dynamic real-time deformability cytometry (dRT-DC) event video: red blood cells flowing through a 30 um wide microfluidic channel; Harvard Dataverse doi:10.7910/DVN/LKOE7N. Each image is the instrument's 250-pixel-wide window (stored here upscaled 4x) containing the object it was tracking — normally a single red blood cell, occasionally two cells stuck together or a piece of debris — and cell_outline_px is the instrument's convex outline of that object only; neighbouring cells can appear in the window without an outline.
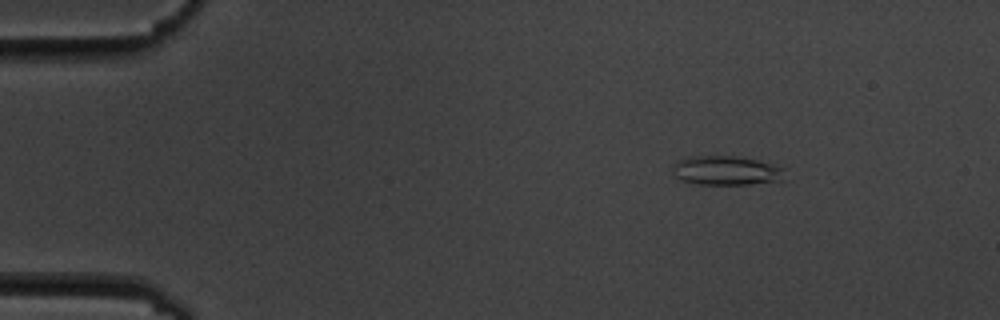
{"species": "common noctule bat (a hibernating species)", "species_latin": "Nyctalus noctula", "temperature_condition": "cold", "stored_images_in_passage": 8, "camera_frame_rate_fps": 3000, "um_per_image_px": 0.085, "animal": {"sex": "male", "body_mass_g": 19.5, "forearm_length_mm": 54.6}, "frame": {"image": 1, "passage_image": 3, "time_ms": 2.0, "image_size_px": [1000, 320], "cell_outline_px": [[784, 180], [748, 184], [700, 184], [680, 180], [672, 172], [672, 164], [688, 156], [736, 156], [756, 160], [772, 164], [784, 168]], "centroid_in_image_um": [61.71, 14.49], "position_along_channel_um": 23.3, "area_um2": 19.07}}
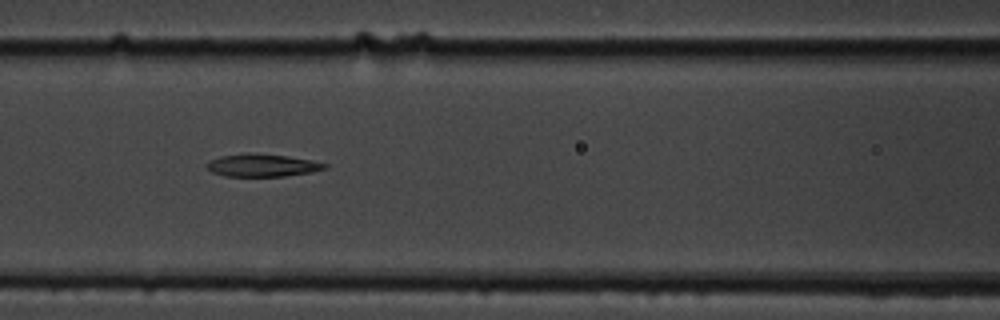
{"frame": {"image": 2, "passage_image": 7, "time_ms": 7.667, "image_size_px": [1000, 320], "cell_outline_px": [[328, 168], [308, 172], [284, 176], [224, 176], [212, 172], [208, 168], [208, 160], [220, 156], [244, 152], [252, 152], [288, 156], [312, 160], [328, 164]], "centroid_in_image_um": [22.27, 14.03], "position_along_channel_um": 144.3, "area_um2": 15.66}}
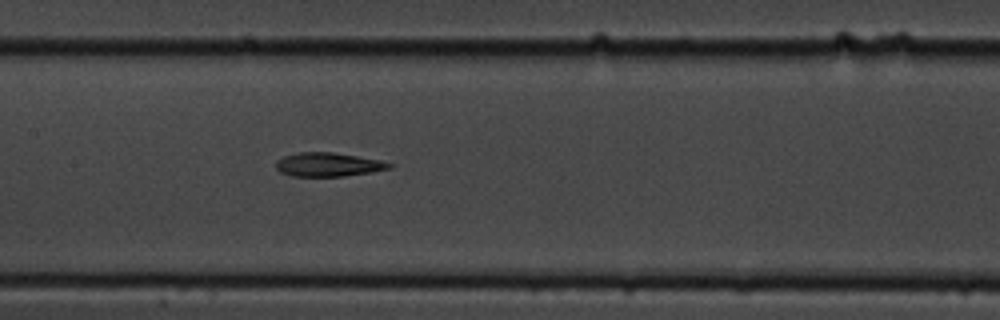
{"frame": {"image": 3, "passage_image": 8, "time_ms": 8.667, "image_size_px": [1000, 320], "cell_outline_px": [[396, 164], [392, 168], [372, 172], [344, 176], [292, 176], [280, 172], [276, 168], [276, 160], [284, 156], [300, 152], [332, 152], [380, 160]], "centroid_in_image_um": [27.92, 13.99], "position_along_channel_um": 179.5, "area_um2": 15.78}}